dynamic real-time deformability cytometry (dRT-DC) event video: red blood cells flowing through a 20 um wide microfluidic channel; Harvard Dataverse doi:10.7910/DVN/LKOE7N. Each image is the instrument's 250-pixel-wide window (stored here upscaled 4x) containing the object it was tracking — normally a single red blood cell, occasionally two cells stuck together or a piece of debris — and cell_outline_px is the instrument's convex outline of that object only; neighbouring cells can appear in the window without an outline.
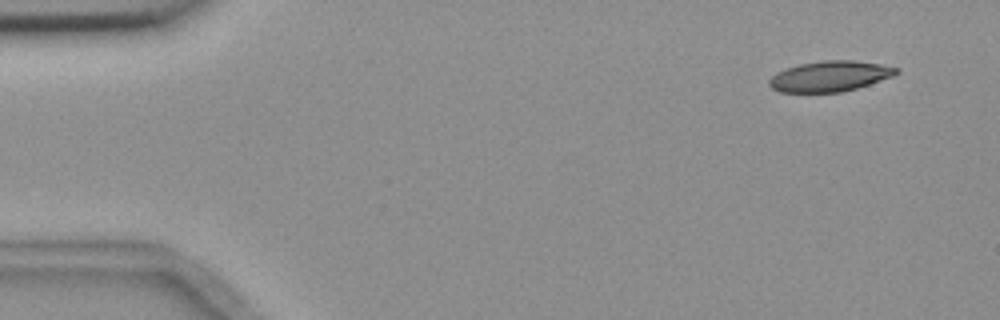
{"species": "common noctule bat (a hibernating species)", "species_latin": "Nyctalus noctula", "temperature_condition": "room temperature", "stored_images_in_passage": 5, "camera_frame_rate_fps": 3000, "um_per_image_px": 0.085, "animal": {"sex": "female", "body_mass_g": 18.4}, "frame": {"image": 1, "passage_image": 1, "time_ms": 0.0, "image_size_px": [1000, 320], "cell_outline_px": [[900, 72], [892, 76], [856, 88], [840, 92], [780, 92], [772, 88], [768, 84], [768, 80], [776, 72], [784, 68], [800, 64], [824, 60], [852, 60], [880, 64], [900, 68]], "centroid_in_image_um": [70.51, 6.47], "position_along_channel_um": 14.5, "area_um2": 22.54}}
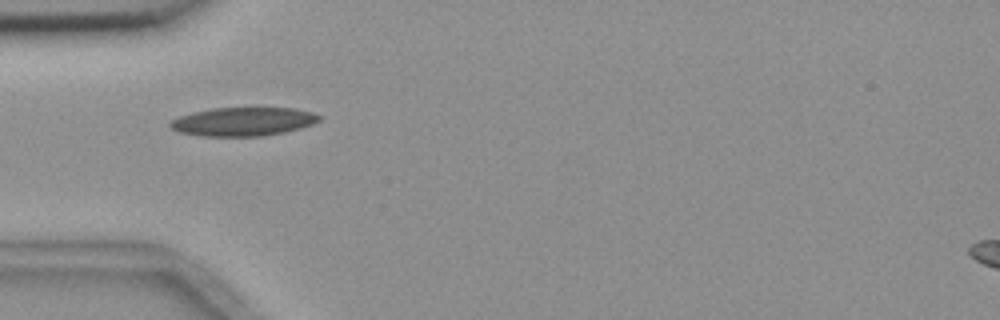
{"frame": {"image": 2, "passage_image": 4, "time_ms": 4.333, "image_size_px": [1000, 320], "cell_outline_px": [[320, 120], [312, 124], [300, 128], [284, 132], [264, 136], [200, 136], [180, 132], [172, 128], [168, 124], [172, 120], [180, 116], [192, 112], [212, 108], [292, 108], [312, 112], [320, 116]], "centroid_in_image_um": [20.66, 10.34], "position_along_channel_um": 64.3, "area_um2": 24.74}}